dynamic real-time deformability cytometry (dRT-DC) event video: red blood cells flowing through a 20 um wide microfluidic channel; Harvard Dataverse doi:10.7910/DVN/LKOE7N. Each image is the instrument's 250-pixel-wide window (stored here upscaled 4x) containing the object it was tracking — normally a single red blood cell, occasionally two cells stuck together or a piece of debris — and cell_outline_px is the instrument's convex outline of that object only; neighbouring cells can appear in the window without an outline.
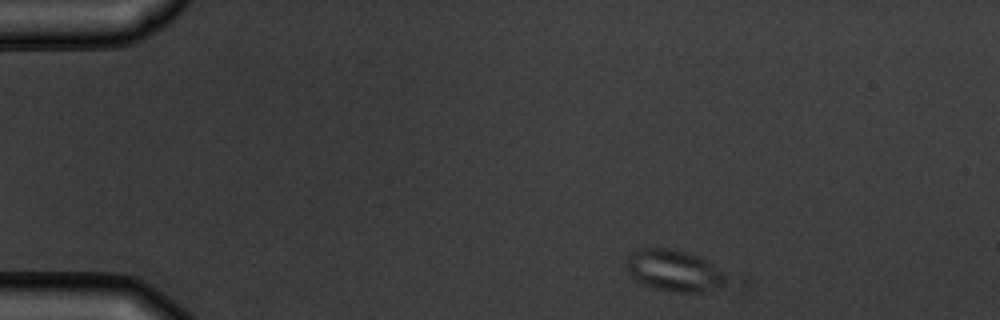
{"species": "common noctule bat (a hibernating species)", "species_latin": "Nyctalus noctula", "temperature_condition": "warm", "stored_images_in_passage": 4, "camera_frame_rate_fps": 3000, "um_per_image_px": 0.085, "animal": {"sex": "male", "body_mass_g": 19.5, "forearm_length_mm": 54.6}, "frame": {"image": 1, "passage_image": 1, "time_ms": 0.0, "image_size_px": [1000, 320], "cell_outline_px": [[752, 284], [744, 288], [700, 292], [676, 292], [656, 288], [644, 284], [636, 280], [632, 276], [624, 260], [636, 248], [668, 248], [684, 252], [696, 256], [748, 276]], "centroid_in_image_um": [57.94, 23.09], "position_along_channel_um": 27.1, "area_um2": 27.57}}